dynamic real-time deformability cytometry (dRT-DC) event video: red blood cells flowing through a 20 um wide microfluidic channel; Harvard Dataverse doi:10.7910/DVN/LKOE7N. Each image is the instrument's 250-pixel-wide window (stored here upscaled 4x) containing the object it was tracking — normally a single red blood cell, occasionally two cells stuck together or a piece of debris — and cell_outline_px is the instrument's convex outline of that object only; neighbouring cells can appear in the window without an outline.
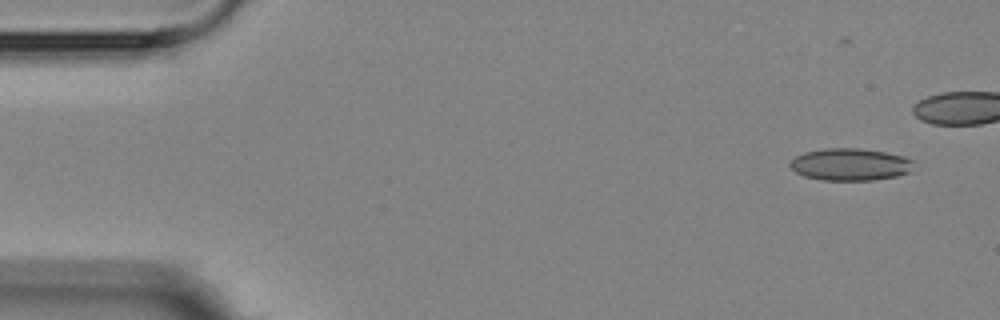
{"species": "Egyptian fruit bat (a non-hibernating species)", "species_latin": "Rousettus aegyptiacus", "temperature_condition": "room temperature", "stored_images_in_passage": 12, "camera_frame_rate_fps": 3000, "um_per_image_px": 0.085, "animal": {"sex": "female"}, "frame": {"image": 1, "passage_image": 1, "time_ms": 0.0, "image_size_px": [1000, 320], "cell_outline_px": [[916, 160], [908, 172], [896, 176], [872, 180], [824, 180], [804, 176], [796, 172], [788, 164], [796, 156], [804, 152], [824, 148], [860, 148], [884, 152], [904, 156]], "centroid_in_image_um": [72.27, 13.97], "position_along_channel_um": 12.7, "area_um2": 23.18}}
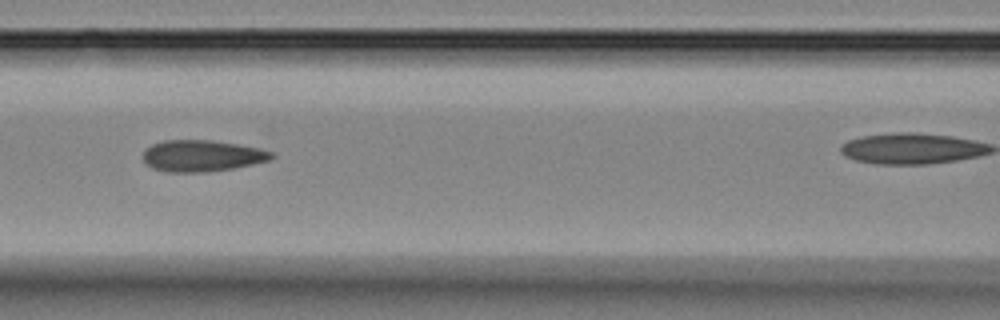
{"frame": {"image": 2, "passage_image": 7, "time_ms": 6.667, "image_size_px": [1000, 320], "cell_outline_px": [[276, 156], [272, 160], [232, 168], [204, 172], [168, 172], [152, 168], [144, 160], [144, 148], [152, 144], [164, 140], [212, 140], [260, 148], [272, 152]], "centroid_in_image_um": [17.18, 13.24], "position_along_channel_um": 149.4, "area_um2": 23.52}}
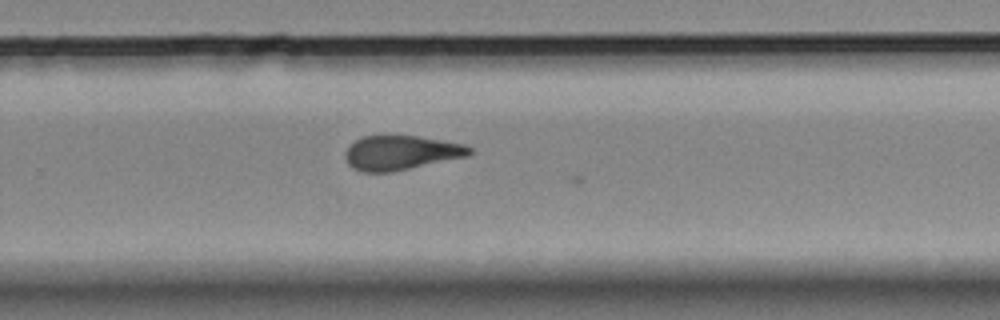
{"frame": {"image": 3, "passage_image": 11, "time_ms": 12.333, "image_size_px": [1000, 320], "cell_outline_px": [[472, 152], [468, 156], [392, 172], [360, 172], [352, 168], [348, 164], [344, 156], [344, 152], [348, 144], [360, 136], [384, 132], [416, 136], [464, 144], [472, 148]], "centroid_in_image_um": [33.98, 12.94], "position_along_channel_um": 295.8, "area_um2": 25.89}}